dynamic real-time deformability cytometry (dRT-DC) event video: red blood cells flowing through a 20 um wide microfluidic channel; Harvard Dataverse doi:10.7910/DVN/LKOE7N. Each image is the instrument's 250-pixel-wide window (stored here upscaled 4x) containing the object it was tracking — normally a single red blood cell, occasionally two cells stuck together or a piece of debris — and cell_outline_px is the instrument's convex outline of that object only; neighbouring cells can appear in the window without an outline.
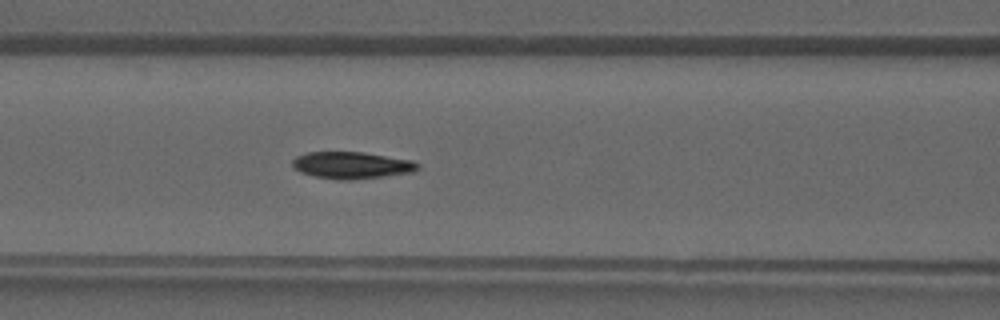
{"species": "common noctule bat (a hibernating species)", "species_latin": "Nyctalus noctula", "temperature_condition": "warm", "stored_images_in_passage": 37, "camera_frame_rate_fps": 3000, "um_per_image_px": 0.085, "animal": {"sex": "male", "forearm_length_mm": 52.5}, "frame": {"image": 1, "passage_image": 13, "time_ms": 4.0, "image_size_px": [1000, 320], "cell_outline_px": [[420, 168], [416, 172], [352, 180], [336, 180], [316, 176], [300, 172], [292, 164], [292, 160], [296, 156], [308, 152], [364, 152], [412, 160], [420, 164]], "centroid_in_image_um": [29.94, 14.04], "position_along_channel_um": 136.7, "area_um2": 19.77}}
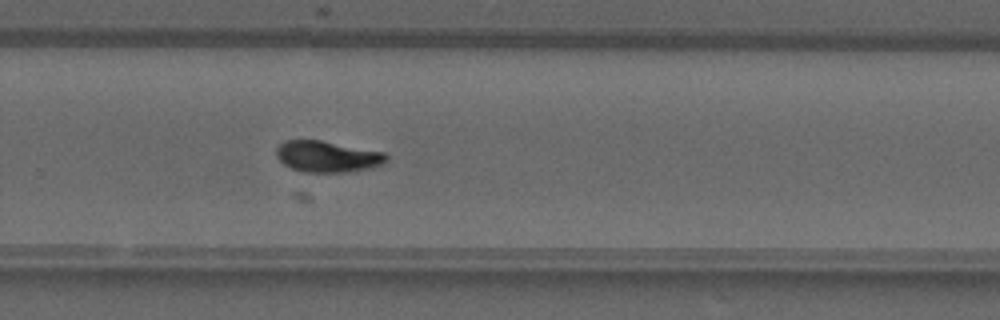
{"frame": {"image": 2, "passage_image": 23, "time_ms": 7.333, "image_size_px": [1000, 320], "cell_outline_px": [[388, 160], [384, 164], [372, 168], [348, 172], [304, 172], [292, 168], [284, 164], [276, 156], [276, 148], [284, 140], [320, 140], [384, 152], [388, 156]], "centroid_in_image_um": [27.85, 13.31], "position_along_channel_um": 302.0, "area_um2": 20.11}}
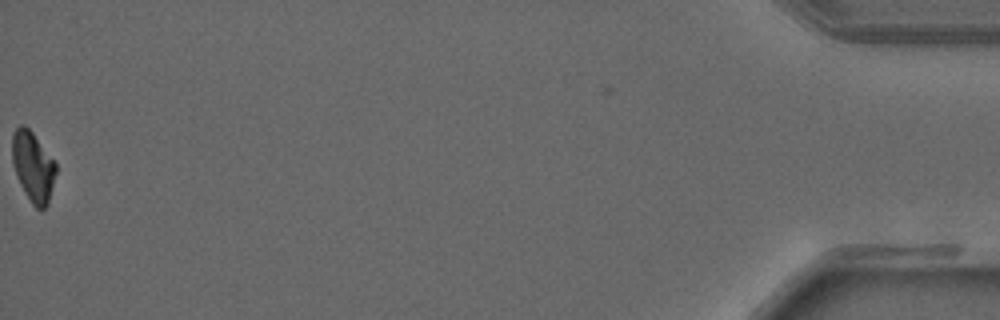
{"frame": {"image": 3, "passage_image": 37, "time_ms": 12.0, "image_size_px": [1000, 320], "cell_outline_px": [[56, 172], [48, 204], [44, 208], [36, 208], [32, 204], [24, 192], [16, 176], [12, 164], [12, 132], [20, 124], [24, 124], [32, 132], [56, 164]], "centroid_in_image_um": [2.78, 14.15], "position_along_channel_um": 432.4, "area_um2": 17.74}}